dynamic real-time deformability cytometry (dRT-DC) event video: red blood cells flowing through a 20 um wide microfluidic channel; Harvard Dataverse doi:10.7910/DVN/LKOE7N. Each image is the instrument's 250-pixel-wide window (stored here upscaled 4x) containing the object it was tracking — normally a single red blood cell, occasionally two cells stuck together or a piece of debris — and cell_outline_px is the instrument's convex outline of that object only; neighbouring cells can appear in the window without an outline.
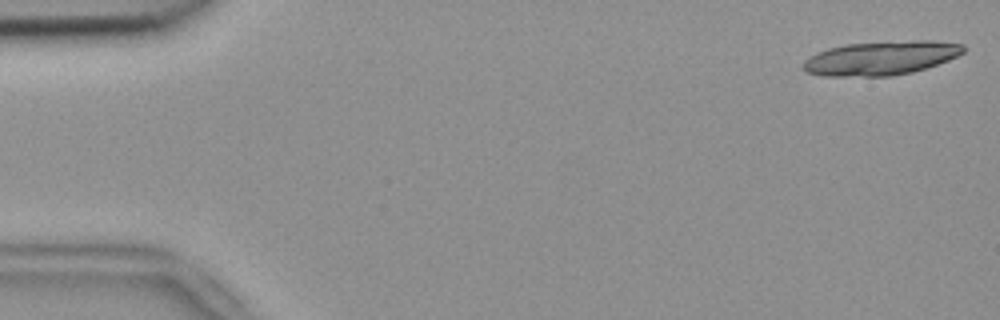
{"species": "common noctule bat (a hibernating species)", "species_latin": "Nyctalus noctula", "temperature_condition": "room temperature", "stored_images_in_passage": 19, "camera_frame_rate_fps": 3000, "um_per_image_px": 0.085, "animal": {"sex": "female", "body_mass_g": 18.4}, "frame": {"image": 1, "passage_image": 1, "time_ms": 0.0, "image_size_px": [1000, 320], "cell_outline_px": [[964, 52], [948, 60], [912, 72], [888, 76], [820, 76], [808, 72], [804, 68], [804, 60], [808, 56], [816, 52], [828, 48], [844, 44], [912, 40], [932, 40], [964, 44]], "centroid_in_image_um": [74.86, 4.92], "position_along_channel_um": 10.1, "area_um2": 31.67}}